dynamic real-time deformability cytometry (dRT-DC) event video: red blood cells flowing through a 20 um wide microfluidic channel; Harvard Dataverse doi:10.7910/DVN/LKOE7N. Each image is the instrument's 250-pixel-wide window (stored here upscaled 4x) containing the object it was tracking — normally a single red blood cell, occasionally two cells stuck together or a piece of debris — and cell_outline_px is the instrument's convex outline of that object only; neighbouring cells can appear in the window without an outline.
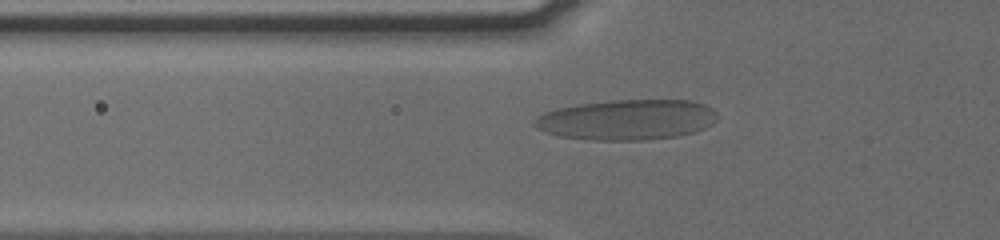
{"species": "human", "species_latin": "Homo sapiens", "temperature_condition": "cold", "stored_images_in_passage": 39, "camera_frame_rate_fps": 3000, "um_per_image_px": 0.085, "donor": {"sex": "male"}, "frame": {"image": 1, "passage_image": 5, "time_ms": 1.333, "image_size_px": [1000, 240], "cell_outline_px": [[716, 120], [712, 124], [704, 128], [692, 132], [676, 136], [640, 140], [592, 140], [560, 136], [544, 132], [536, 128], [532, 124], [532, 120], [536, 116], [556, 108], [576, 104], [612, 100], [688, 100], [704, 104], [712, 108], [716, 112]], "centroid_in_image_um": [53.24, 10.17], "position_along_channel_um": 72.6, "area_um2": 43.12}}
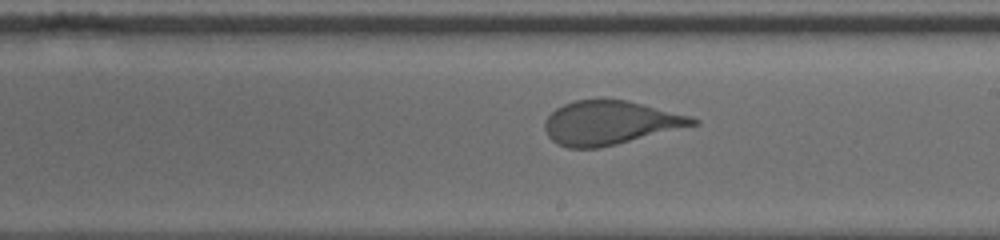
{"frame": {"image": 2, "passage_image": 18, "time_ms": 5.667, "image_size_px": [1000, 240], "cell_outline_px": [[700, 124], [600, 148], [568, 148], [556, 144], [548, 136], [544, 128], [544, 120], [556, 108], [564, 104], [576, 100], [624, 100], [692, 116], [700, 120]], "centroid_in_image_um": [51.85, 10.45], "position_along_channel_um": 237.2, "area_um2": 37.63}}
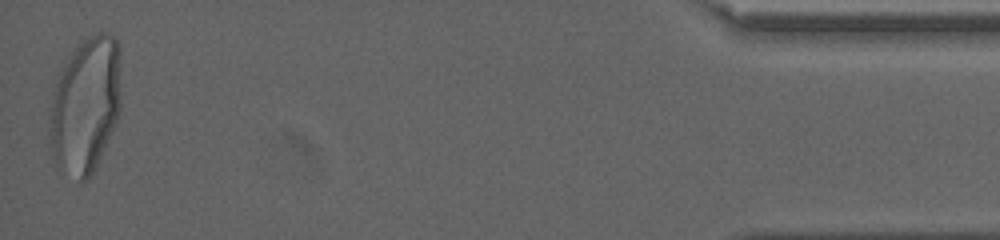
{"frame": {"image": 3, "passage_image": 39, "time_ms": 12.667, "image_size_px": [1000, 240], "cell_outline_px": [[120, 108], [116, 120], [96, 164], [88, 180], [80, 180], [56, 164], [48, 148], [48, 128], [56, 84], [60, 68], [76, 44], [96, 32], [108, 32], [120, 44]], "centroid_in_image_um": [7.25, 8.87], "position_along_channel_um": 427.9, "area_um2": 56.64}, "authors_computed_cell_mechanics": {"area_um2": 39.9976, "velocity_mm_per_s": 3.813, "shape_relaxation_time_tau1_ms": 5.9295, "shape_relaxation_time_tau2_ms": null, "deformation_change_tau1": 0.2169, "deformation_change_tau2": null}}